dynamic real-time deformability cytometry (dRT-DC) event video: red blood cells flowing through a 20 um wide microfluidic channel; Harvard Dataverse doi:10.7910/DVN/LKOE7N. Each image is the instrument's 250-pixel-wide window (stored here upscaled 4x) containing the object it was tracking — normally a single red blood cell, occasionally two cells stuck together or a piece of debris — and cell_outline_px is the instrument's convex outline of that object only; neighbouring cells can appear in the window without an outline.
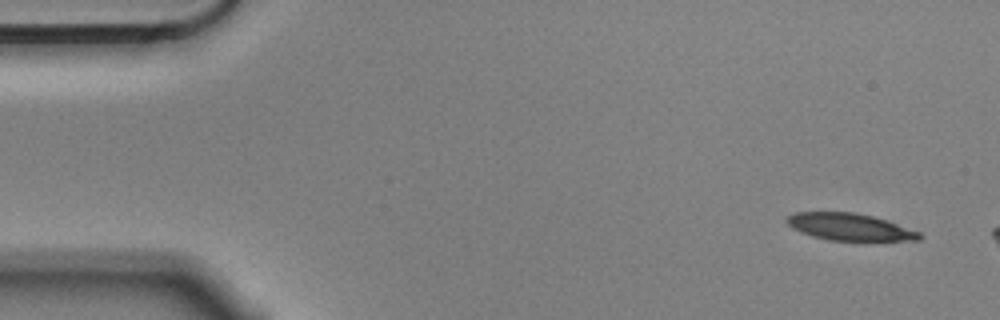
{"species": "Egyptian fruit bat (a non-hibernating species)", "species_latin": "Rousettus aegyptiacus", "temperature_condition": "cold", "stored_images_in_passage": 4, "camera_frame_rate_fps": 3000, "um_per_image_px": 0.085, "animal": {"sex": "male"}, "frame": {"image": 1, "passage_image": 1, "time_ms": 0.0, "image_size_px": [1000, 320], "cell_outline_px": [[920, 240], [828, 240], [812, 236], [800, 232], [792, 228], [784, 220], [788, 216], [796, 212], [852, 212], [872, 216], [920, 232]], "centroid_in_image_um": [72.15, 19.28], "position_along_channel_um": 12.9, "area_um2": 20.52}}